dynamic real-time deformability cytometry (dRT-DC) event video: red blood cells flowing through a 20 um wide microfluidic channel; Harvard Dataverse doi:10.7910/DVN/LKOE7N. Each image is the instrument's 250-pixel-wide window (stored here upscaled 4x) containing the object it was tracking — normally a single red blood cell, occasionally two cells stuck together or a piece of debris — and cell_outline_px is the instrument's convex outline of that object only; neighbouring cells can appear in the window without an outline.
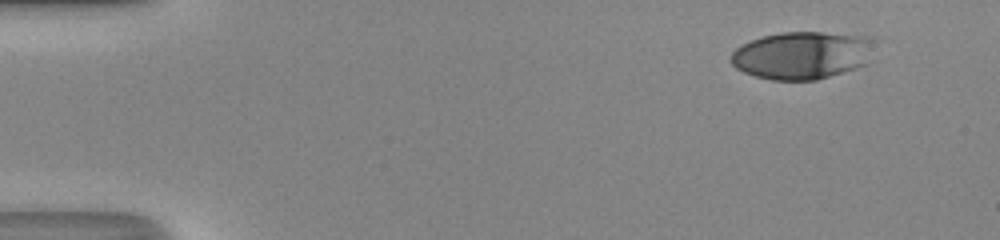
{"species": "human", "species_latin": "Homo sapiens", "temperature_condition": "room temperature", "stored_images_in_passage": 37, "camera_frame_rate_fps": 3000, "um_per_image_px": 0.085, "donor": {"sex": "male"}, "frame": {"image": 1, "passage_image": 1, "time_ms": 0.0, "image_size_px": [1000, 240], "cell_outline_px": [[868, 64], [816, 80], [772, 80], [756, 76], [744, 72], [736, 68], [728, 60], [728, 56], [740, 44], [764, 36], [784, 32], [820, 32], [868, 36]], "centroid_in_image_um": [68.06, 4.71], "position_along_channel_um": 16.9, "area_um2": 39.36}}
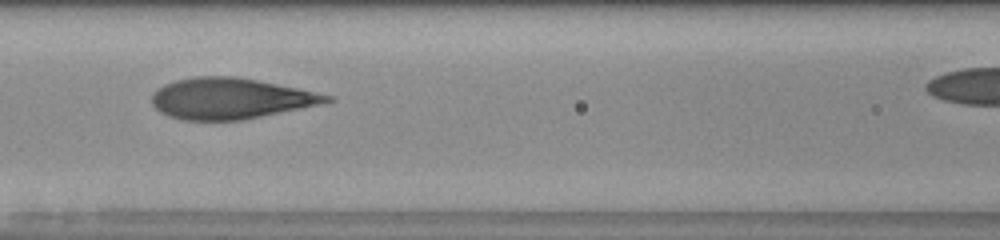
{"frame": {"image": 2, "passage_image": 19, "time_ms": 6.0, "image_size_px": [1000, 240], "cell_outline_px": [[336, 100], [320, 104], [244, 120], [184, 120], [168, 116], [160, 112], [152, 104], [152, 92], [156, 88], [164, 84], [176, 80], [196, 76], [236, 76], [296, 88], [332, 96]], "centroid_in_image_um": [19.54, 8.37], "position_along_channel_um": 147.1, "area_um2": 41.56}}
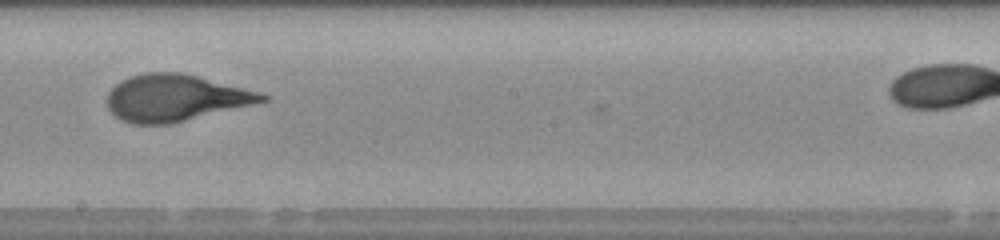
{"frame": {"image": 3, "passage_image": 25, "time_ms": 8.0, "image_size_px": [1000, 240], "cell_outline_px": [[272, 96], [268, 100], [168, 124], [132, 124], [120, 120], [108, 108], [108, 92], [120, 80], [144, 72], [180, 72], [260, 92]], "centroid_in_image_um": [14.86, 8.31], "position_along_channel_um": 233.3, "area_um2": 41.56}}